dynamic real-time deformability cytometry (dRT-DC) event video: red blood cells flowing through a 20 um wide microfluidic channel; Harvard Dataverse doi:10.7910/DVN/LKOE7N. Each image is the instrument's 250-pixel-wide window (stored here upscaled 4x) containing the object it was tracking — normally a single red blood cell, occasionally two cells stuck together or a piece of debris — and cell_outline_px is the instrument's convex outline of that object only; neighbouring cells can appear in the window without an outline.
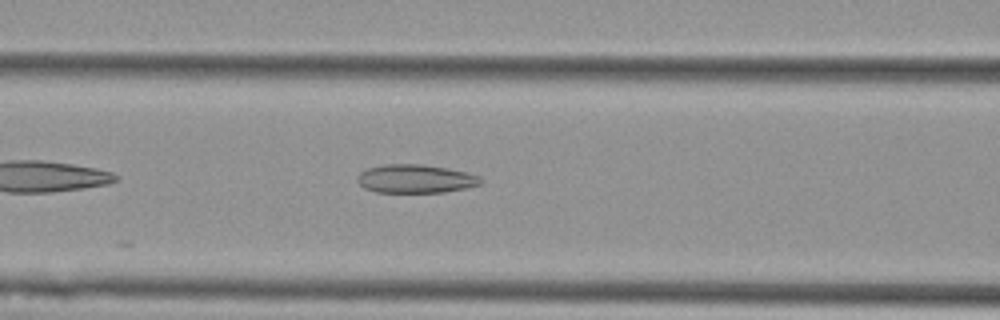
{"species": "Egyptian fruit bat (a non-hibernating species)", "species_latin": "Rousettus aegyptiacus", "temperature_condition": "cold", "stored_images_in_passage": 13, "camera_frame_rate_fps": 3000, "um_per_image_px": 0.085, "animal": {"sex": "female"}, "frame": {"image": 1, "passage_image": 9, "time_ms": 2.667, "image_size_px": [1000, 320], "cell_outline_px": [[484, 184], [444, 192], [376, 192], [364, 188], [356, 180], [360, 172], [368, 168], [384, 164], [424, 164], [448, 168], [480, 176], [484, 180]], "centroid_in_image_um": [35.34, 15.19], "position_along_channel_um": 131.3, "area_um2": 20.58}}